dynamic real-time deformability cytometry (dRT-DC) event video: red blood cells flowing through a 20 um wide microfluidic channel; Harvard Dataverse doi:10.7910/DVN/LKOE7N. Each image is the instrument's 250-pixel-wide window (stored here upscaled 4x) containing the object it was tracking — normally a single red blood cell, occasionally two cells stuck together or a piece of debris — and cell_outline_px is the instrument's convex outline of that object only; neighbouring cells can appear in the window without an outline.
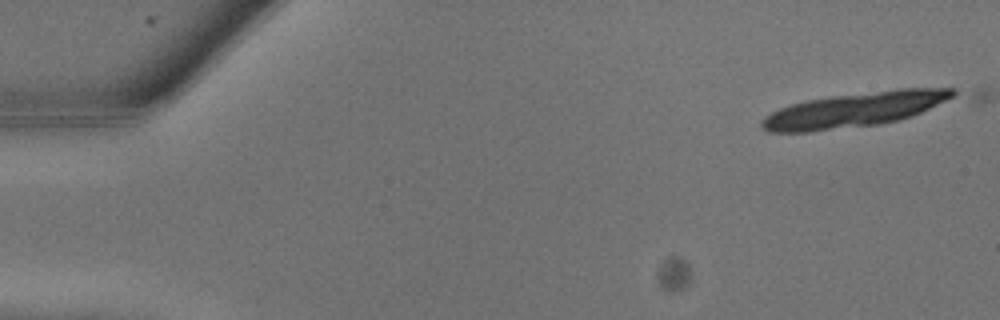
{"species": "common noctule bat (a hibernating species)", "species_latin": "Nyctalus noctula", "temperature_condition": "warm", "stored_images_in_passage": 10, "camera_frame_rate_fps": 3000, "um_per_image_px": 0.085, "animal": {"sex": "male", "body_mass_g": 13.3}, "frame": {"image": 1, "passage_image": 1, "time_ms": 0.0, "image_size_px": [1000, 320], "cell_outline_px": [[960, 92], [912, 116], [900, 120], [880, 124], [808, 132], [768, 132], [760, 128], [760, 120], [764, 116], [780, 108], [804, 100], [832, 96], [896, 88], [956, 88]], "centroid_in_image_um": [72.58, 9.32], "position_along_channel_um": 12.4, "area_um2": 38.67}}